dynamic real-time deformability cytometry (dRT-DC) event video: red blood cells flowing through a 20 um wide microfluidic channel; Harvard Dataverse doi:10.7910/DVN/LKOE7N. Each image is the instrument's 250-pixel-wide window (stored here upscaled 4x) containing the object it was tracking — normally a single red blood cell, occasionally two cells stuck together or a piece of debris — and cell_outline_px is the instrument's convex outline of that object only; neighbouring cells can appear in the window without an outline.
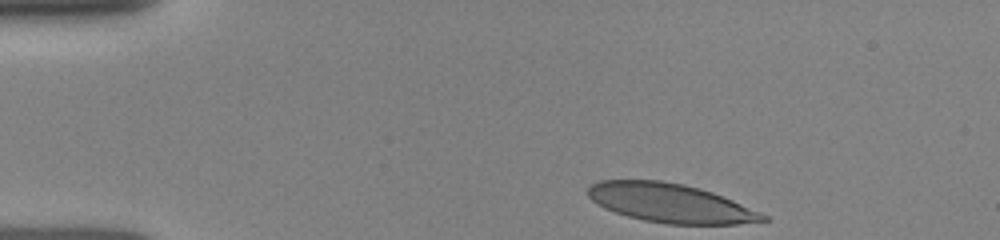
{"species": "human", "species_latin": "Homo sapiens", "temperature_condition": "room temperature", "stored_images_in_passage": 6, "camera_frame_rate_fps": 3000, "um_per_image_px": 0.085, "donor": {"sex": "female"}, "frame": {"image": 1, "passage_image": 1, "time_ms": 0.0, "image_size_px": [1000, 240], "cell_outline_px": [[768, 220], [736, 224], [668, 224], [644, 220], [628, 216], [604, 208], [592, 200], [588, 196], [588, 188], [592, 184], [600, 180], [660, 180], [684, 184], [700, 188], [712, 192], [732, 200], [760, 212], [768, 216]], "centroid_in_image_um": [56.97, 17.25], "position_along_channel_um": 28.0, "area_um2": 39.42}}
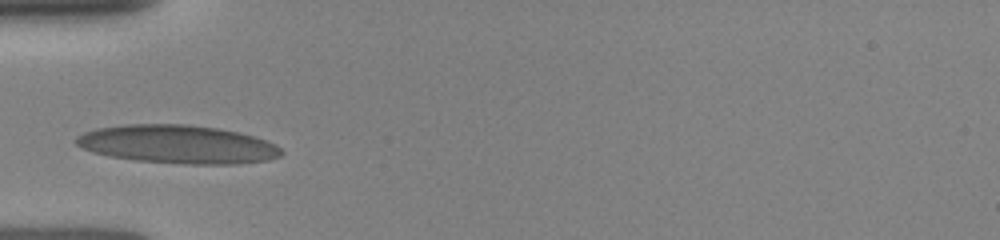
{"frame": {"image": 2, "passage_image": 5, "time_ms": 2.667, "image_size_px": [1000, 240], "cell_outline_px": [[284, 152], [280, 156], [268, 160], [236, 164], [188, 164], [136, 160], [108, 156], [92, 152], [80, 148], [76, 144], [76, 136], [84, 132], [96, 128], [124, 124], [184, 124], [216, 128], [240, 132], [276, 144]], "centroid_in_image_um": [15.07, 12.26], "position_along_channel_um": 69.9, "area_um2": 45.95}}